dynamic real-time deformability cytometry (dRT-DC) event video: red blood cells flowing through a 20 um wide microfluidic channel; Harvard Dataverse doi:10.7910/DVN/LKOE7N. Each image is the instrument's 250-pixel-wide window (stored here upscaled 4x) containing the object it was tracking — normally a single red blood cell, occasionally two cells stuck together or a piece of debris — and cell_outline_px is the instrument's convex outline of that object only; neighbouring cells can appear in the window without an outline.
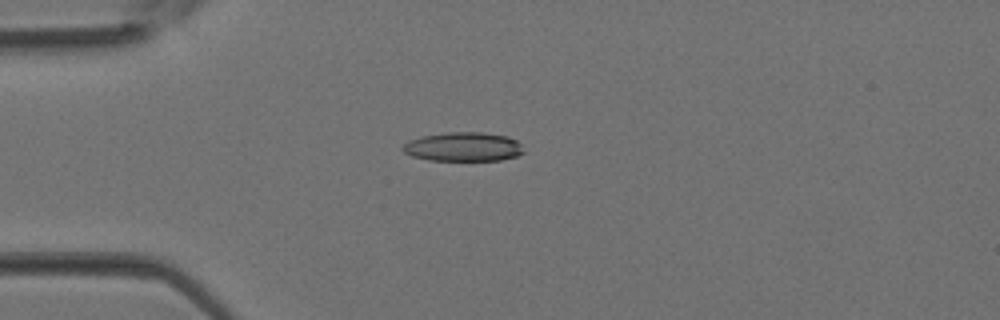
{"species": "Egyptian fruit bat (a non-hibernating species)", "species_latin": "Rousettus aegyptiacus", "temperature_condition": "room temperature", "stored_images_in_passage": 38, "camera_frame_rate_fps": 3000, "um_per_image_px": 0.085, "animal": {"sex": "female"}, "frame": {"image": 1, "passage_image": 10, "time_ms": 3.0, "image_size_px": [1000, 320], "cell_outline_px": [[524, 152], [516, 156], [500, 160], [428, 160], [412, 156], [404, 152], [400, 148], [404, 144], [412, 140], [424, 136], [448, 132], [480, 132], [508, 136], [516, 140], [520, 144]], "centroid_in_image_um": [39.39, 12.48], "position_along_channel_um": 45.6, "area_um2": 20.29}}
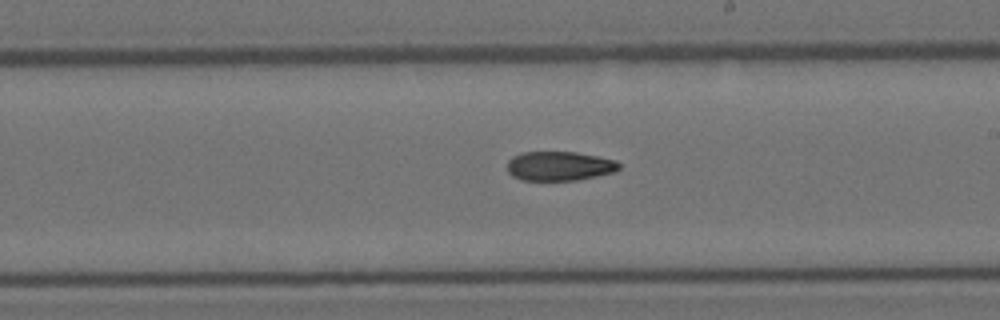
{"frame": {"image": 2, "passage_image": 22, "time_ms": 7.0, "image_size_px": [1000, 320], "cell_outline_px": [[620, 168], [616, 172], [576, 180], [520, 180], [512, 176], [508, 172], [508, 160], [512, 156], [520, 152], [576, 152], [616, 160], [620, 164]], "centroid_in_image_um": [47.54, 14.11], "position_along_channel_um": 241.5, "area_um2": 19.19}}
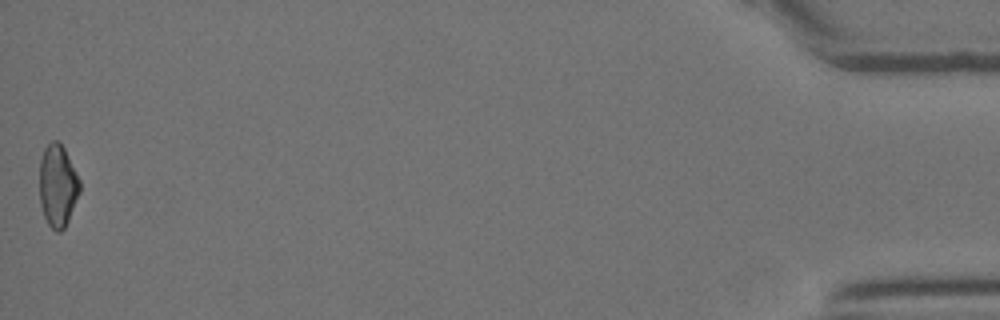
{"frame": {"image": 3, "passage_image": 38, "time_ms": 12.333, "image_size_px": [1000, 320], "cell_outline_px": [[80, 192], [68, 220], [64, 228], [60, 232], [56, 232], [48, 224], [44, 216], [40, 204], [40, 160], [44, 148], [52, 140], [56, 140], [64, 148], [80, 180]], "centroid_in_image_um": [4.9, 15.79], "position_along_channel_um": 430.3, "area_um2": 19.19}}